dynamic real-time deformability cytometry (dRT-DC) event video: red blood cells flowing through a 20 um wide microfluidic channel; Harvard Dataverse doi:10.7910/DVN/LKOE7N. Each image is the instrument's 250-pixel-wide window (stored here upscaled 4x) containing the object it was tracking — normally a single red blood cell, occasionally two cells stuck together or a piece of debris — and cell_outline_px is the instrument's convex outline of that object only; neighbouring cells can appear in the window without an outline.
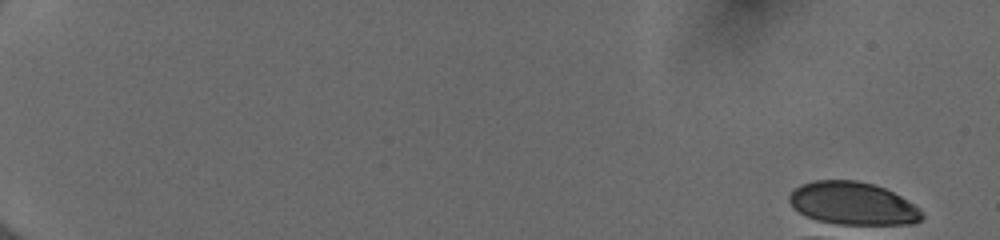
{"species": "human", "species_latin": "Homo sapiens", "temperature_condition": "cold", "stored_images_in_passage": 1, "camera_frame_rate_fps": 3000, "um_per_image_px": 0.085, "donor": {"sex": "female"}, "frame": {"image": 1, "passage_image": 1, "time_ms": 0.0, "image_size_px": [1000, 240], "cell_outline_px": [[924, 216], [920, 220], [912, 224], [840, 224], [816, 220], [800, 212], [788, 200], [788, 196], [800, 184], [816, 180], [856, 180], [872, 184], [884, 188], [900, 196], [912, 204]], "centroid_in_image_um": [72.47, 17.29], "position_along_channel_um": 12.5, "area_um2": 32.54}}